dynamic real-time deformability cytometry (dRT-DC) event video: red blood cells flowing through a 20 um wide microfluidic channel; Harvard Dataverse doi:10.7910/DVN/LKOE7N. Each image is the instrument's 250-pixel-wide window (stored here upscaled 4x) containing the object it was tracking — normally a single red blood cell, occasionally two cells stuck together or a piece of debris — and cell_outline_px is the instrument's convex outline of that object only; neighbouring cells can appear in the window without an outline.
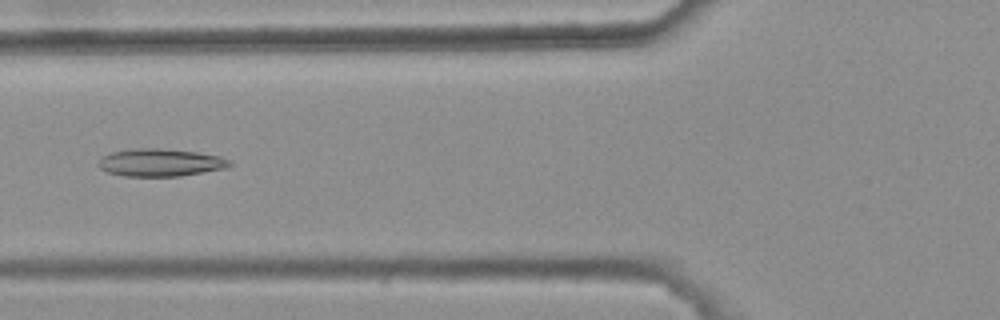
{"species": "common noctule bat (a hibernating species)", "species_latin": "Nyctalus noctula", "temperature_condition": "warm", "stored_images_in_passage": 4, "camera_frame_rate_fps": 3000, "um_per_image_px": 0.085, "animal": {"sex": "female", "body_mass_g": 25.1}, "frame": {"image": 1, "passage_image": 4, "time_ms": 1.0, "image_size_px": [1000, 320], "cell_outline_px": [[232, 164], [224, 168], [180, 176], [124, 176], [108, 172], [100, 168], [96, 164], [104, 156], [112, 152], [136, 148], [152, 148], [196, 152], [220, 156], [228, 160]], "centroid_in_image_um": [13.6, 13.82], "position_along_channel_um": 112.2, "area_um2": 20.75}}